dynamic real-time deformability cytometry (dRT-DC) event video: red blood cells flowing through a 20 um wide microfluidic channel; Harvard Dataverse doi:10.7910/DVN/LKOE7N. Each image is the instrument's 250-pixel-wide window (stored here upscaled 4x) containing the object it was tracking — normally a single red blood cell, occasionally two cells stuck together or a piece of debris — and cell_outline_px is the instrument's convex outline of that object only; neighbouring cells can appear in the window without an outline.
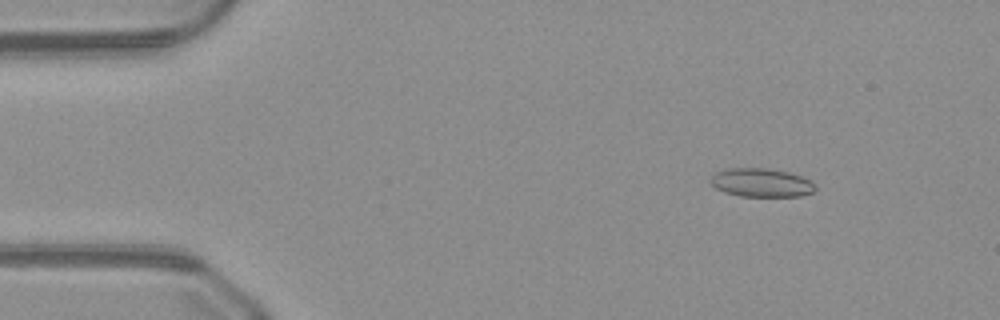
{"species": "common noctule bat (a hibernating species)", "species_latin": "Nyctalus noctula", "temperature_condition": "warm", "stored_images_in_passage": 48, "camera_frame_rate_fps": 3000, "um_per_image_px": 0.085, "animal": {"sex": "male", "body_mass_g": 23.1, "forearm_length_mm": 52.7}, "frame": {"image": 1, "passage_image": 5, "time_ms": 1.333, "image_size_px": [1000, 320], "cell_outline_px": [[816, 188], [812, 192], [800, 196], [740, 196], [724, 192], [716, 188], [708, 180], [716, 172], [728, 168], [768, 168], [788, 172], [812, 180], [816, 184]], "centroid_in_image_um": [64.72, 15.52], "position_along_channel_um": 20.3, "area_um2": 17.51}}
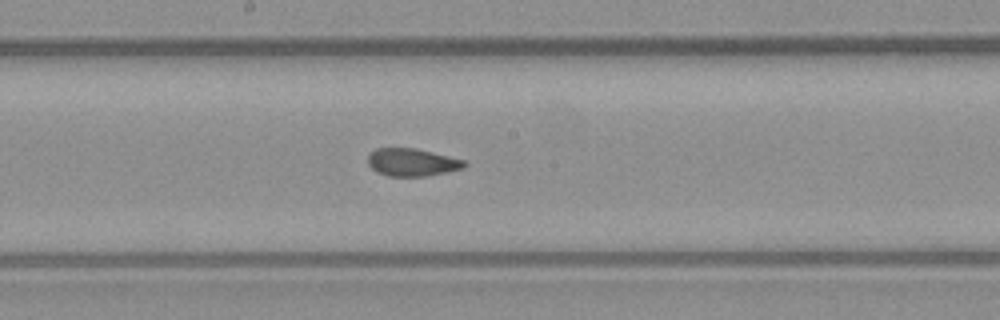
{"frame": {"image": 2, "passage_image": 25, "time_ms": 8.0, "image_size_px": [1000, 320], "cell_outline_px": [[468, 164], [464, 168], [428, 176], [388, 176], [376, 172], [368, 164], [368, 156], [376, 148], [416, 148], [464, 160]], "centroid_in_image_um": [35.03, 13.8], "position_along_channel_um": 213.2, "area_um2": 15.55}}
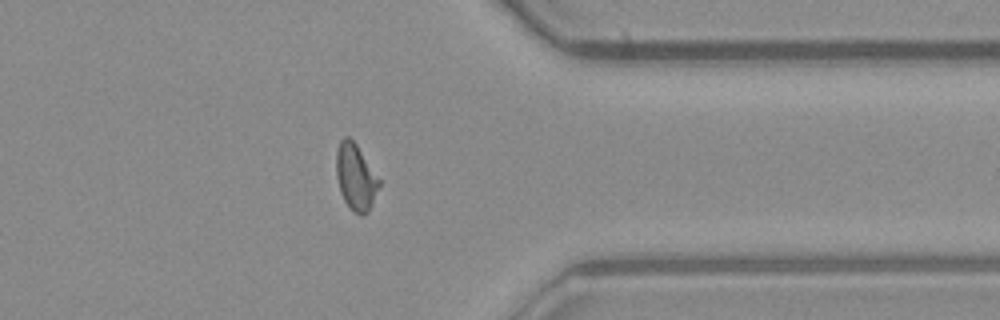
{"frame": {"image": 3, "passage_image": 38, "time_ms": 12.333, "image_size_px": [1000, 320], "cell_outline_px": [[380, 184], [372, 204], [368, 212], [360, 216], [352, 212], [344, 200], [340, 192], [336, 176], [336, 152], [340, 140], [344, 136], [348, 136], [356, 144], [380, 180]], "centroid_in_image_um": [30.21, 15.07], "position_along_channel_um": 381.2, "area_um2": 16.53}}